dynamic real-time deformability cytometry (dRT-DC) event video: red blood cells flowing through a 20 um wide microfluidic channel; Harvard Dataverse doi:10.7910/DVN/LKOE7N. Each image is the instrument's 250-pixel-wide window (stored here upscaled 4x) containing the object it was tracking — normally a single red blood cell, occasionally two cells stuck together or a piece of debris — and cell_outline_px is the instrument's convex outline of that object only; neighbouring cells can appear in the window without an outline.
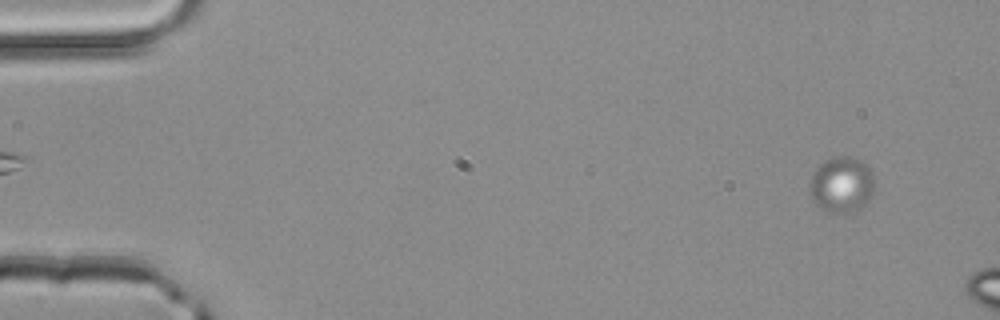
{"species": "common noctule bat (a hibernating species)", "species_latin": "Nyctalus noctula", "temperature_condition": "room temperature", "stored_images_in_passage": 12, "camera_frame_rate_fps": 3000, "um_per_image_px": 0.085, "animal": {"sex": "male", "body_mass_g": 20.4}, "frame": {"image": 1, "passage_image": 4, "time_ms": 1.0, "image_size_px": [1000, 320], "cell_outline_px": [[872, 196], [860, 208], [848, 212], [832, 212], [816, 204], [812, 200], [812, 172], [824, 160], [832, 156], [852, 156], [860, 160], [872, 172]], "centroid_in_image_um": [71.54, 15.65], "position_along_channel_um": 13.5, "area_um2": 20.52}}